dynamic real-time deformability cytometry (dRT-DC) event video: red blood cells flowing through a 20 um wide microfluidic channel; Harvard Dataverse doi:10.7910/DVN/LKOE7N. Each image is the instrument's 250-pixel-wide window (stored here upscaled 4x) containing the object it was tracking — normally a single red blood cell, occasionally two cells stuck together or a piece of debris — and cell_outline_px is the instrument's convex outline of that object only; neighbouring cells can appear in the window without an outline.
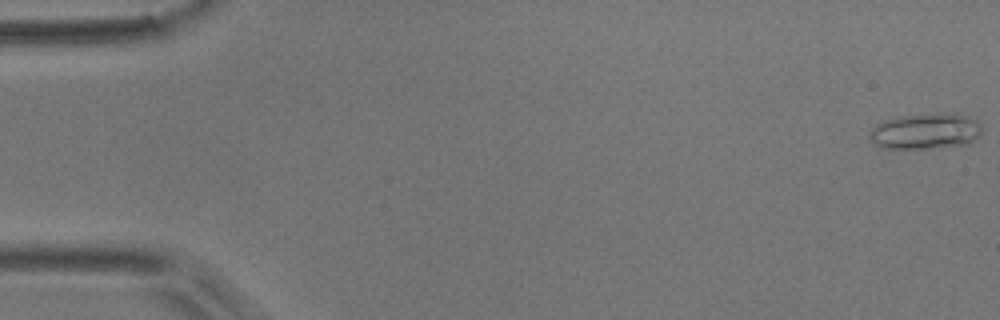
{"species": "common noctule bat (a hibernating species)", "species_latin": "Nyctalus noctula", "temperature_condition": "room temperature", "stored_images_in_passage": 4, "camera_frame_rate_fps": 3000, "um_per_image_px": 0.085, "animal": {"sex": "male", "body_mass_g": 17.9}, "frame": {"image": 1, "passage_image": 1, "time_ms": 0.0, "image_size_px": [1000, 320], "cell_outline_px": [[980, 136], [968, 144], [928, 148], [880, 148], [868, 136], [872, 128], [876, 124], [884, 120], [896, 116], [936, 112], [956, 112], [976, 120], [980, 124]], "centroid_in_image_um": [78.67, 11.12], "position_along_channel_um": 6.3, "area_um2": 23.81}}